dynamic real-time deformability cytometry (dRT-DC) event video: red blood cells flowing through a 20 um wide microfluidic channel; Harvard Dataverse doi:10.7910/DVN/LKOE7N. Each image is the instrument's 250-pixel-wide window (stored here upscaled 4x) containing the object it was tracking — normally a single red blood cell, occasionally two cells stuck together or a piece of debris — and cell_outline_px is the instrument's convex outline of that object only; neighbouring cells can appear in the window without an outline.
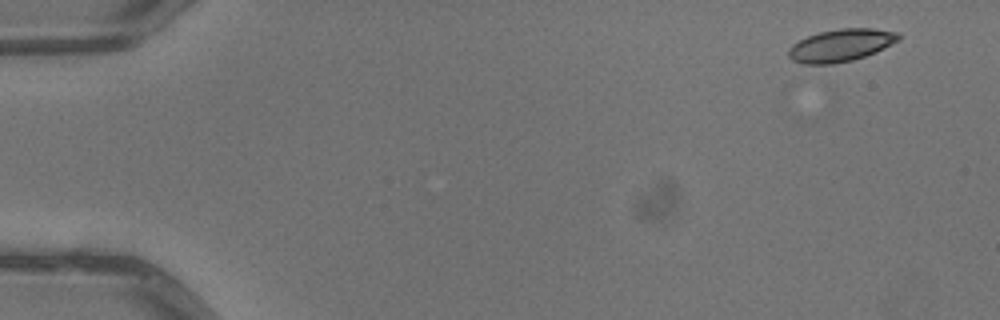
{"species": "common noctule bat (a hibernating species)", "species_latin": "Nyctalus noctula", "temperature_condition": "warm", "stored_images_in_passage": 5, "camera_frame_rate_fps": 3000, "um_per_image_px": 0.085, "animal": {"sex": "male", "body_mass_g": 13.3}, "frame": {"image": 1, "passage_image": 1, "time_ms": 0.0, "image_size_px": [1000, 320], "cell_outline_px": [[900, 40], [876, 52], [852, 60], [832, 64], [800, 64], [792, 60], [788, 56], [788, 48], [792, 44], [808, 36], [820, 32], [840, 28], [872, 28], [900, 32]], "centroid_in_image_um": [71.48, 3.85], "position_along_channel_um": 13.5, "area_um2": 20.92}}
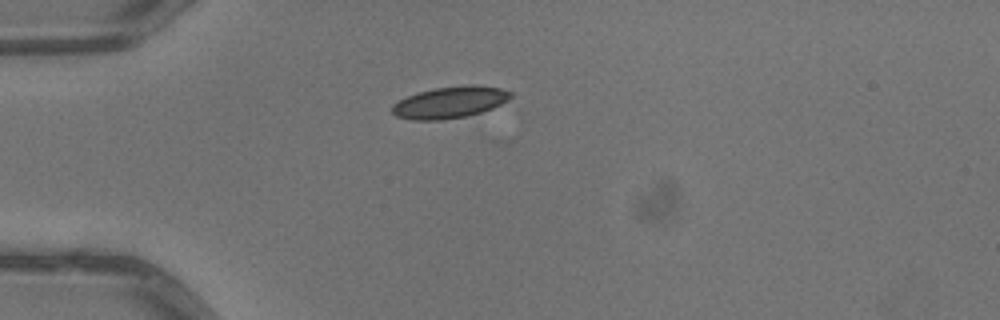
{"frame": {"image": 2, "passage_image": 4, "time_ms": 1.0, "image_size_px": [1000, 320], "cell_outline_px": [[512, 96], [508, 100], [492, 108], [468, 116], [440, 120], [412, 120], [396, 116], [392, 112], [392, 104], [416, 92], [436, 88], [472, 84], [480, 84], [500, 88], [512, 92]], "centroid_in_image_um": [38.25, 8.69], "position_along_channel_um": 46.7, "area_um2": 21.91}}
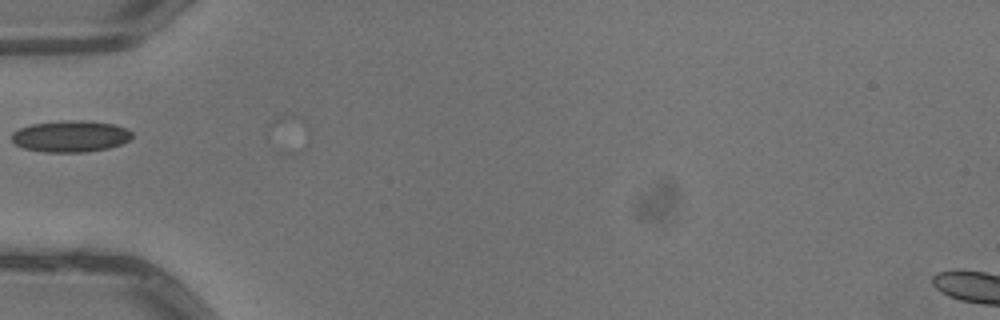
{"frame": {"image": 3, "passage_image": 5, "time_ms": 1.333, "image_size_px": [1000, 320], "cell_outline_px": [[132, 136], [128, 140], [120, 144], [108, 148], [84, 152], [44, 152], [24, 148], [16, 144], [12, 140], [12, 132], [20, 128], [32, 124], [60, 120], [84, 120], [112, 124], [128, 128], [132, 132]], "centroid_in_image_um": [5.99, 11.57], "position_along_channel_um": 79.0, "area_um2": 22.08}}